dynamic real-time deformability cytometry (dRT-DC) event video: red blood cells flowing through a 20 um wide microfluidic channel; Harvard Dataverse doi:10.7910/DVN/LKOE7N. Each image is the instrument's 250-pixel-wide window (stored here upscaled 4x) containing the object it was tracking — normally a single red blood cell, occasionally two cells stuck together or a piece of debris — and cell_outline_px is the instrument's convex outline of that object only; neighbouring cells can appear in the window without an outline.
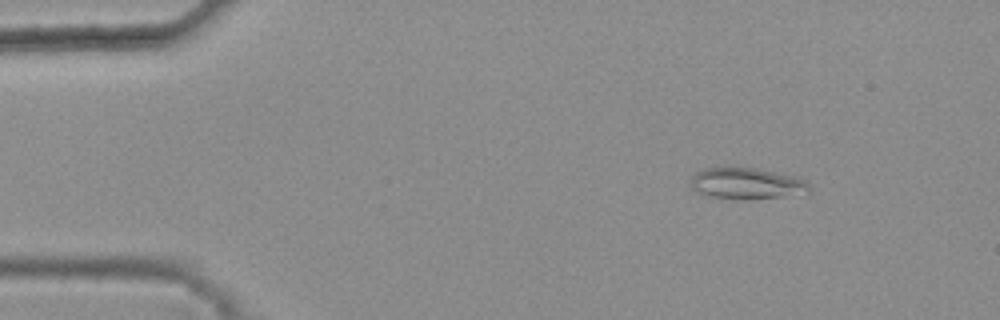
{"species": "common noctule bat (a hibernating species)", "species_latin": "Nyctalus noctula", "temperature_condition": "warm", "stored_images_in_passage": 45, "camera_frame_rate_fps": 3000, "um_per_image_px": 0.085, "animal": {"sex": "female", "body_mass_g": 25.1}, "frame": {"image": 1, "passage_image": 6, "time_ms": 1.667, "image_size_px": [1000, 320], "cell_outline_px": [[808, 192], [780, 196], [744, 200], [740, 200], [712, 196], [700, 192], [692, 188], [688, 184], [688, 180], [696, 172], [704, 168], [756, 168], [792, 176], [808, 180]], "centroid_in_image_um": [63.41, 15.59], "position_along_channel_um": 21.6, "area_um2": 21.33}}
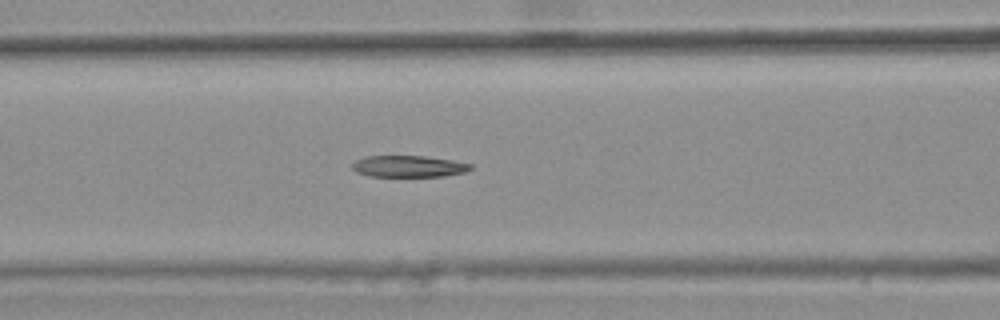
{"frame": {"image": 2, "passage_image": 21, "time_ms": 6.667, "image_size_px": [1000, 320], "cell_outline_px": [[472, 168], [464, 172], [444, 176], [368, 176], [356, 172], [352, 168], [352, 164], [356, 160], [364, 156], [424, 156], [452, 160], [472, 164]], "centroid_in_image_um": [34.71, 14.13], "position_along_channel_um": 131.9, "area_um2": 14.8}}
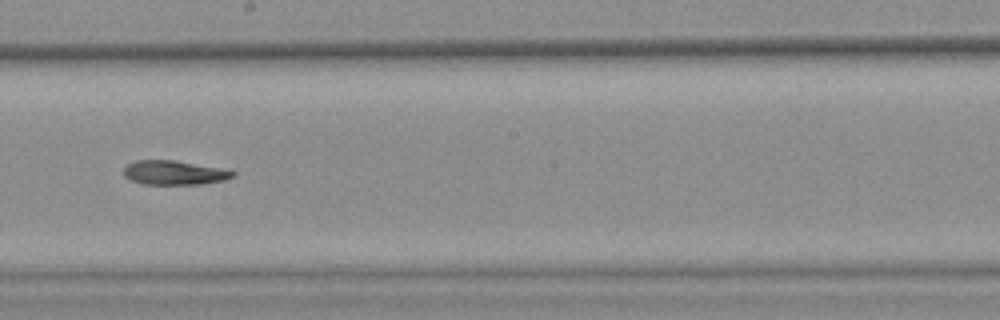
{"frame": {"image": 3, "passage_image": 29, "time_ms": 9.333, "image_size_px": [1000, 320], "cell_outline_px": [[236, 176], [224, 180], [200, 184], [144, 184], [128, 180], [124, 176], [124, 168], [128, 164], [136, 160], [172, 160], [216, 168], [236, 172]], "centroid_in_image_um": [14.75, 14.69], "position_along_channel_um": 233.5, "area_um2": 15.14}}